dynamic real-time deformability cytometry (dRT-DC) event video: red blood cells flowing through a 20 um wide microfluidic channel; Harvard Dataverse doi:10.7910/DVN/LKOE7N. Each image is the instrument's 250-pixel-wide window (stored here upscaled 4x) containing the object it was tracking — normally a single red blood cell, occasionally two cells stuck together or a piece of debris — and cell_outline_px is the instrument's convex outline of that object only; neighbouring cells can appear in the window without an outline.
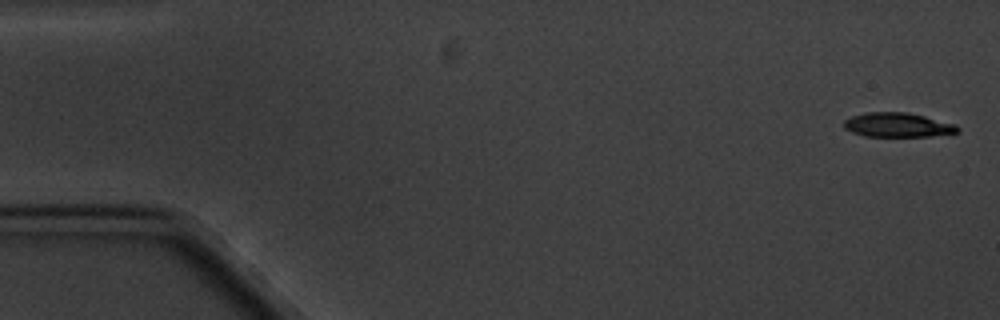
{"species": "common noctule bat (a hibernating species)", "species_latin": "Nyctalus noctula", "temperature_condition": "cold", "stored_images_in_passage": 6, "camera_frame_rate_fps": 3000, "um_per_image_px": 0.085, "animal": {"sex": "male", "body_mass_g": 20.1, "forearm_length_mm": 53.5}, "frame": {"image": 1, "passage_image": 1, "time_ms": 0.0, "image_size_px": [1000, 320], "cell_outline_px": [[960, 132], [928, 136], [864, 136], [852, 132], [844, 128], [844, 120], [852, 116], [868, 112], [904, 112], [924, 116], [956, 124], [960, 128]], "centroid_in_image_um": [76.31, 10.62], "position_along_channel_um": 8.7, "area_um2": 16.01}}
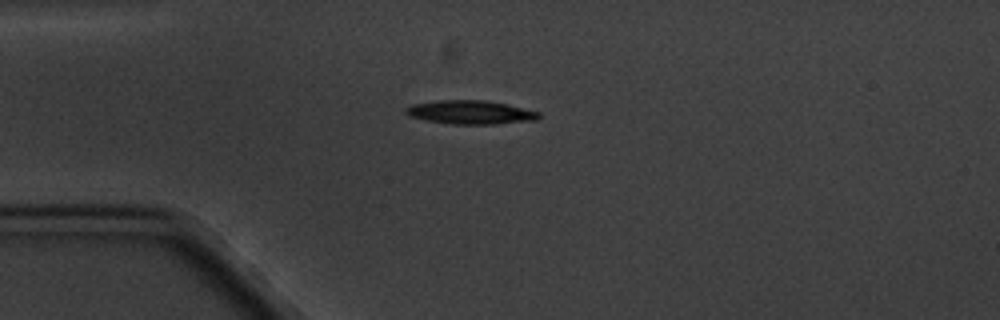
{"frame": {"image": 2, "passage_image": 4, "time_ms": 4.333, "image_size_px": [1000, 320], "cell_outline_px": [[540, 116], [536, 120], [496, 124], [452, 124], [428, 120], [408, 116], [404, 112], [404, 108], [412, 104], [440, 100], [484, 100], [504, 104], [540, 112]], "centroid_in_image_um": [39.95, 9.54], "position_along_channel_um": 45.0, "area_um2": 18.21}}